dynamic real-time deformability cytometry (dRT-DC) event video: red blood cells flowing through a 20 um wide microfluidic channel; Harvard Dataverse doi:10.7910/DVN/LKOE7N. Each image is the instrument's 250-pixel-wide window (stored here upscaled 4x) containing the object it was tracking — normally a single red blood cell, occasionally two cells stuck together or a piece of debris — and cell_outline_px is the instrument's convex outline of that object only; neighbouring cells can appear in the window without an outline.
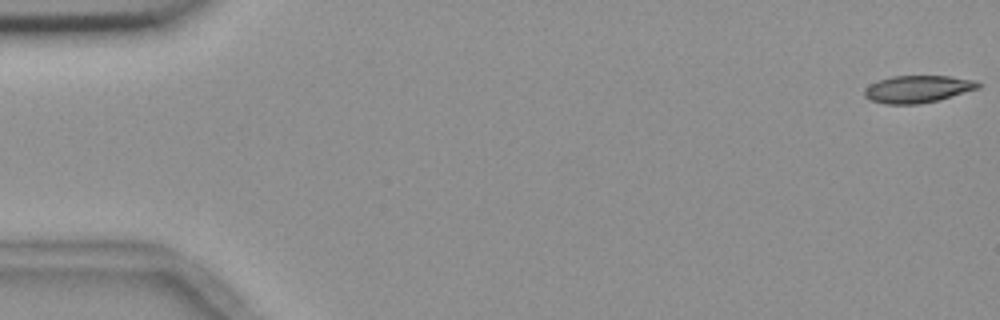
{"species": "common noctule bat (a hibernating species)", "species_latin": "Nyctalus noctula", "temperature_condition": "room temperature", "stored_images_in_passage": 9, "camera_frame_rate_fps": 3000, "um_per_image_px": 0.085, "animal": {"sex": "female", "body_mass_g": 18.4}, "frame": {"image": 1, "passage_image": 1, "time_ms": 0.0, "image_size_px": [1000, 320], "cell_outline_px": [[980, 88], [936, 100], [920, 104], [884, 104], [872, 100], [864, 96], [864, 88], [880, 80], [892, 76], [948, 76], [972, 80], [980, 84]], "centroid_in_image_um": [77.97, 7.57], "position_along_channel_um": 7.0, "area_um2": 17.74}}